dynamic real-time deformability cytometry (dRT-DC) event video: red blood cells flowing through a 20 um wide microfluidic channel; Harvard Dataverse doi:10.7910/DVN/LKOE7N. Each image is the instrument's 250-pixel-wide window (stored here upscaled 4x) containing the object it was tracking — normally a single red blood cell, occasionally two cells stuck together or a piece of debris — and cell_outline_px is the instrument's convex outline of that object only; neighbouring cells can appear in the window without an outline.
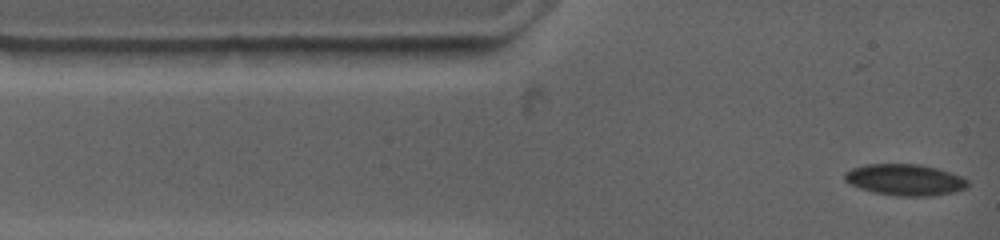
{"species": "common noctule bat (a hibernating species)", "species_latin": "Nyctalus noctula", "temperature_condition": "warm", "stored_images_in_passage": 22, "camera_frame_rate_fps": 4500, "um_per_image_px": 0.085, "animal": {"sex": "female", "body_mass_g": 19.0, "forearm_length_mm": 53.3}, "frame": {"image": 1, "passage_image": 1, "time_ms": 0.0, "image_size_px": [1000, 240], "cell_outline_px": [[968, 184], [964, 188], [952, 192], [932, 196], [896, 196], [876, 192], [852, 184], [844, 176], [852, 168], [864, 164], [920, 164], [952, 172], [968, 180]], "centroid_in_image_um": [76.98, 15.27], "position_along_channel_um": 8.0, "area_um2": 22.02}}
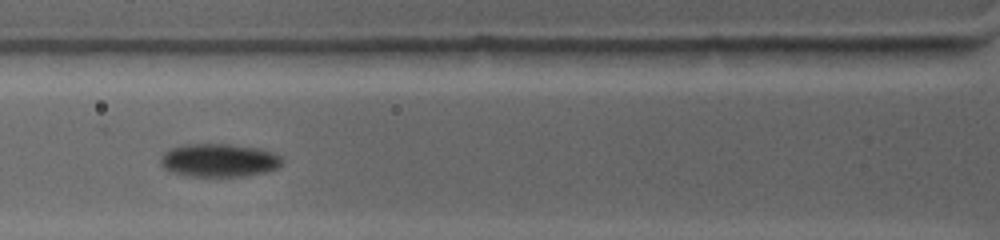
{"frame": {"image": 2, "passage_image": 15, "time_ms": 3.778, "image_size_px": [1000, 240], "cell_outline_px": [[280, 164], [276, 168], [264, 172], [248, 176], [188, 176], [172, 172], [164, 168], [160, 160], [164, 152], [172, 148], [184, 144], [232, 144], [260, 148], [272, 152], [280, 156]], "centroid_in_image_um": [18.6, 13.62], "position_along_channel_um": 107.2, "area_um2": 23.41}}
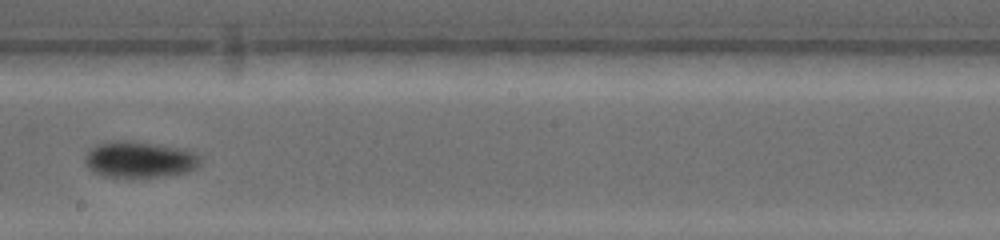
{"frame": {"image": 3, "passage_image": 21, "time_ms": 7.333, "image_size_px": [1000, 240], "cell_outline_px": [[200, 164], [196, 168], [188, 172], [164, 176], [100, 176], [92, 172], [84, 164], [84, 156], [96, 144], [124, 140], [128, 140], [184, 148], [196, 152], [200, 156]], "centroid_in_image_um": [11.87, 13.55], "position_along_channel_um": 236.3, "area_um2": 24.45}}